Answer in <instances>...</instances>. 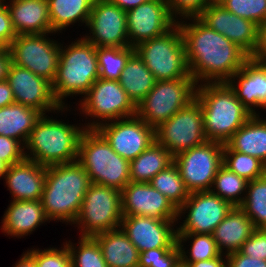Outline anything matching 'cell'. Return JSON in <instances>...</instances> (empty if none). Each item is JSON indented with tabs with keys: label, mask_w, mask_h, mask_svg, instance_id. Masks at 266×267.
Here are the masks:
<instances>
[{
	"label": "cell",
	"mask_w": 266,
	"mask_h": 267,
	"mask_svg": "<svg viewBox=\"0 0 266 267\" xmlns=\"http://www.w3.org/2000/svg\"><path fill=\"white\" fill-rule=\"evenodd\" d=\"M182 20L177 24L184 41L188 69L197 85L227 82L249 58L240 47L198 17Z\"/></svg>",
	"instance_id": "obj_1"
},
{
	"label": "cell",
	"mask_w": 266,
	"mask_h": 267,
	"mask_svg": "<svg viewBox=\"0 0 266 267\" xmlns=\"http://www.w3.org/2000/svg\"><path fill=\"white\" fill-rule=\"evenodd\" d=\"M90 184L89 175L78 160L46 166L40 200L47 218L73 225Z\"/></svg>",
	"instance_id": "obj_2"
},
{
	"label": "cell",
	"mask_w": 266,
	"mask_h": 267,
	"mask_svg": "<svg viewBox=\"0 0 266 267\" xmlns=\"http://www.w3.org/2000/svg\"><path fill=\"white\" fill-rule=\"evenodd\" d=\"M195 98L201 106L208 141L226 144L253 116L227 82L199 84Z\"/></svg>",
	"instance_id": "obj_3"
},
{
	"label": "cell",
	"mask_w": 266,
	"mask_h": 267,
	"mask_svg": "<svg viewBox=\"0 0 266 267\" xmlns=\"http://www.w3.org/2000/svg\"><path fill=\"white\" fill-rule=\"evenodd\" d=\"M63 121L42 114L24 146L25 158L43 166L78 160L80 139L86 128L83 123Z\"/></svg>",
	"instance_id": "obj_4"
},
{
	"label": "cell",
	"mask_w": 266,
	"mask_h": 267,
	"mask_svg": "<svg viewBox=\"0 0 266 267\" xmlns=\"http://www.w3.org/2000/svg\"><path fill=\"white\" fill-rule=\"evenodd\" d=\"M60 48V60L52 89L55 99L62 106L67 97L80 96L88 92L99 78L96 47L82 36ZM65 99V100H64Z\"/></svg>",
	"instance_id": "obj_5"
},
{
	"label": "cell",
	"mask_w": 266,
	"mask_h": 267,
	"mask_svg": "<svg viewBox=\"0 0 266 267\" xmlns=\"http://www.w3.org/2000/svg\"><path fill=\"white\" fill-rule=\"evenodd\" d=\"M78 161L93 184L122 191L130 182V161L117 154L96 129L82 134Z\"/></svg>",
	"instance_id": "obj_6"
},
{
	"label": "cell",
	"mask_w": 266,
	"mask_h": 267,
	"mask_svg": "<svg viewBox=\"0 0 266 267\" xmlns=\"http://www.w3.org/2000/svg\"><path fill=\"white\" fill-rule=\"evenodd\" d=\"M134 48L156 81L193 78L178 24L164 35L144 41Z\"/></svg>",
	"instance_id": "obj_7"
},
{
	"label": "cell",
	"mask_w": 266,
	"mask_h": 267,
	"mask_svg": "<svg viewBox=\"0 0 266 267\" xmlns=\"http://www.w3.org/2000/svg\"><path fill=\"white\" fill-rule=\"evenodd\" d=\"M79 100V107L75 110L79 109L80 114L89 119L84 123L86 129H96L103 123L136 115V105L118 80L98 78Z\"/></svg>",
	"instance_id": "obj_8"
},
{
	"label": "cell",
	"mask_w": 266,
	"mask_h": 267,
	"mask_svg": "<svg viewBox=\"0 0 266 267\" xmlns=\"http://www.w3.org/2000/svg\"><path fill=\"white\" fill-rule=\"evenodd\" d=\"M196 88L194 78L156 81L136 106V115L156 129L195 99Z\"/></svg>",
	"instance_id": "obj_9"
},
{
	"label": "cell",
	"mask_w": 266,
	"mask_h": 267,
	"mask_svg": "<svg viewBox=\"0 0 266 267\" xmlns=\"http://www.w3.org/2000/svg\"><path fill=\"white\" fill-rule=\"evenodd\" d=\"M121 191L91 183L73 225L80 236H94L120 228L122 221Z\"/></svg>",
	"instance_id": "obj_10"
},
{
	"label": "cell",
	"mask_w": 266,
	"mask_h": 267,
	"mask_svg": "<svg viewBox=\"0 0 266 267\" xmlns=\"http://www.w3.org/2000/svg\"><path fill=\"white\" fill-rule=\"evenodd\" d=\"M49 34L56 33L17 35L8 49L12 64L53 83L60 60L61 42L50 39Z\"/></svg>",
	"instance_id": "obj_11"
},
{
	"label": "cell",
	"mask_w": 266,
	"mask_h": 267,
	"mask_svg": "<svg viewBox=\"0 0 266 267\" xmlns=\"http://www.w3.org/2000/svg\"><path fill=\"white\" fill-rule=\"evenodd\" d=\"M155 137L156 141L173 157L208 141L198 100L195 98L167 121L161 123L155 129Z\"/></svg>",
	"instance_id": "obj_12"
},
{
	"label": "cell",
	"mask_w": 266,
	"mask_h": 267,
	"mask_svg": "<svg viewBox=\"0 0 266 267\" xmlns=\"http://www.w3.org/2000/svg\"><path fill=\"white\" fill-rule=\"evenodd\" d=\"M223 146L219 142L206 141L174 157L190 193L211 190L217 171L223 165Z\"/></svg>",
	"instance_id": "obj_13"
},
{
	"label": "cell",
	"mask_w": 266,
	"mask_h": 267,
	"mask_svg": "<svg viewBox=\"0 0 266 267\" xmlns=\"http://www.w3.org/2000/svg\"><path fill=\"white\" fill-rule=\"evenodd\" d=\"M232 207L211 190L192 192L178 209V221L185 220L178 224L177 233L212 234Z\"/></svg>",
	"instance_id": "obj_14"
},
{
	"label": "cell",
	"mask_w": 266,
	"mask_h": 267,
	"mask_svg": "<svg viewBox=\"0 0 266 267\" xmlns=\"http://www.w3.org/2000/svg\"><path fill=\"white\" fill-rule=\"evenodd\" d=\"M96 130L117 154L128 161L137 158L156 141L155 128L137 115L103 123Z\"/></svg>",
	"instance_id": "obj_15"
},
{
	"label": "cell",
	"mask_w": 266,
	"mask_h": 267,
	"mask_svg": "<svg viewBox=\"0 0 266 267\" xmlns=\"http://www.w3.org/2000/svg\"><path fill=\"white\" fill-rule=\"evenodd\" d=\"M6 81L12 89L15 103L22 104L46 113L71 111L69 106L62 107L55 99L52 83L18 65L10 64Z\"/></svg>",
	"instance_id": "obj_16"
},
{
	"label": "cell",
	"mask_w": 266,
	"mask_h": 267,
	"mask_svg": "<svg viewBox=\"0 0 266 267\" xmlns=\"http://www.w3.org/2000/svg\"><path fill=\"white\" fill-rule=\"evenodd\" d=\"M86 27L89 33L82 37L95 47L130 46L126 12L108 0H94Z\"/></svg>",
	"instance_id": "obj_17"
},
{
	"label": "cell",
	"mask_w": 266,
	"mask_h": 267,
	"mask_svg": "<svg viewBox=\"0 0 266 267\" xmlns=\"http://www.w3.org/2000/svg\"><path fill=\"white\" fill-rule=\"evenodd\" d=\"M130 46L164 35L177 21L171 16L166 0H150L126 12Z\"/></svg>",
	"instance_id": "obj_18"
},
{
	"label": "cell",
	"mask_w": 266,
	"mask_h": 267,
	"mask_svg": "<svg viewBox=\"0 0 266 267\" xmlns=\"http://www.w3.org/2000/svg\"><path fill=\"white\" fill-rule=\"evenodd\" d=\"M198 18L240 47L249 57L252 56L258 42L256 23L231 13L215 2L209 4Z\"/></svg>",
	"instance_id": "obj_19"
},
{
	"label": "cell",
	"mask_w": 266,
	"mask_h": 267,
	"mask_svg": "<svg viewBox=\"0 0 266 267\" xmlns=\"http://www.w3.org/2000/svg\"><path fill=\"white\" fill-rule=\"evenodd\" d=\"M121 210L123 216L178 220V209L149 183L129 182L121 191Z\"/></svg>",
	"instance_id": "obj_20"
},
{
	"label": "cell",
	"mask_w": 266,
	"mask_h": 267,
	"mask_svg": "<svg viewBox=\"0 0 266 267\" xmlns=\"http://www.w3.org/2000/svg\"><path fill=\"white\" fill-rule=\"evenodd\" d=\"M178 223V220L134 215L123 216L120 228L141 253L150 249L174 247L177 244Z\"/></svg>",
	"instance_id": "obj_21"
},
{
	"label": "cell",
	"mask_w": 266,
	"mask_h": 267,
	"mask_svg": "<svg viewBox=\"0 0 266 267\" xmlns=\"http://www.w3.org/2000/svg\"><path fill=\"white\" fill-rule=\"evenodd\" d=\"M227 83L251 114L266 111V68L259 61L249 57Z\"/></svg>",
	"instance_id": "obj_22"
},
{
	"label": "cell",
	"mask_w": 266,
	"mask_h": 267,
	"mask_svg": "<svg viewBox=\"0 0 266 267\" xmlns=\"http://www.w3.org/2000/svg\"><path fill=\"white\" fill-rule=\"evenodd\" d=\"M46 178V166L24 158L8 167L4 176L12 200H40Z\"/></svg>",
	"instance_id": "obj_23"
},
{
	"label": "cell",
	"mask_w": 266,
	"mask_h": 267,
	"mask_svg": "<svg viewBox=\"0 0 266 267\" xmlns=\"http://www.w3.org/2000/svg\"><path fill=\"white\" fill-rule=\"evenodd\" d=\"M45 222L50 223L47 218L41 200H11L6 209L1 225V232L10 237L18 239L30 236L36 228Z\"/></svg>",
	"instance_id": "obj_24"
},
{
	"label": "cell",
	"mask_w": 266,
	"mask_h": 267,
	"mask_svg": "<svg viewBox=\"0 0 266 267\" xmlns=\"http://www.w3.org/2000/svg\"><path fill=\"white\" fill-rule=\"evenodd\" d=\"M3 1L17 35L52 33L47 0Z\"/></svg>",
	"instance_id": "obj_25"
},
{
	"label": "cell",
	"mask_w": 266,
	"mask_h": 267,
	"mask_svg": "<svg viewBox=\"0 0 266 267\" xmlns=\"http://www.w3.org/2000/svg\"><path fill=\"white\" fill-rule=\"evenodd\" d=\"M255 229L244 210L240 206H233L214 229L212 236L219 251L228 255L239 251L242 244L252 235Z\"/></svg>",
	"instance_id": "obj_26"
},
{
	"label": "cell",
	"mask_w": 266,
	"mask_h": 267,
	"mask_svg": "<svg viewBox=\"0 0 266 267\" xmlns=\"http://www.w3.org/2000/svg\"><path fill=\"white\" fill-rule=\"evenodd\" d=\"M108 267H138L140 252L121 228L93 236Z\"/></svg>",
	"instance_id": "obj_27"
},
{
	"label": "cell",
	"mask_w": 266,
	"mask_h": 267,
	"mask_svg": "<svg viewBox=\"0 0 266 267\" xmlns=\"http://www.w3.org/2000/svg\"><path fill=\"white\" fill-rule=\"evenodd\" d=\"M42 113L19 103L0 108V135L18 140L25 146L30 132Z\"/></svg>",
	"instance_id": "obj_28"
},
{
	"label": "cell",
	"mask_w": 266,
	"mask_h": 267,
	"mask_svg": "<svg viewBox=\"0 0 266 267\" xmlns=\"http://www.w3.org/2000/svg\"><path fill=\"white\" fill-rule=\"evenodd\" d=\"M253 115L226 143L232 150L258 158L266 165V119Z\"/></svg>",
	"instance_id": "obj_29"
},
{
	"label": "cell",
	"mask_w": 266,
	"mask_h": 267,
	"mask_svg": "<svg viewBox=\"0 0 266 267\" xmlns=\"http://www.w3.org/2000/svg\"><path fill=\"white\" fill-rule=\"evenodd\" d=\"M118 81L136 106L152 90L156 82L154 75L136 52L129 57Z\"/></svg>",
	"instance_id": "obj_30"
},
{
	"label": "cell",
	"mask_w": 266,
	"mask_h": 267,
	"mask_svg": "<svg viewBox=\"0 0 266 267\" xmlns=\"http://www.w3.org/2000/svg\"><path fill=\"white\" fill-rule=\"evenodd\" d=\"M47 2L52 33L60 34L68 26H75L77 22L85 23L86 27L94 0H47Z\"/></svg>",
	"instance_id": "obj_31"
},
{
	"label": "cell",
	"mask_w": 266,
	"mask_h": 267,
	"mask_svg": "<svg viewBox=\"0 0 266 267\" xmlns=\"http://www.w3.org/2000/svg\"><path fill=\"white\" fill-rule=\"evenodd\" d=\"M174 162V157L157 141L130 161V182L149 183L161 170Z\"/></svg>",
	"instance_id": "obj_32"
},
{
	"label": "cell",
	"mask_w": 266,
	"mask_h": 267,
	"mask_svg": "<svg viewBox=\"0 0 266 267\" xmlns=\"http://www.w3.org/2000/svg\"><path fill=\"white\" fill-rule=\"evenodd\" d=\"M187 240L188 243L189 240L191 242L188 250L184 246ZM177 244L180 249L181 263L210 260L222 254L212 234L177 233Z\"/></svg>",
	"instance_id": "obj_33"
},
{
	"label": "cell",
	"mask_w": 266,
	"mask_h": 267,
	"mask_svg": "<svg viewBox=\"0 0 266 267\" xmlns=\"http://www.w3.org/2000/svg\"><path fill=\"white\" fill-rule=\"evenodd\" d=\"M149 184L170 200L177 209L185 203L190 195L174 162L157 173Z\"/></svg>",
	"instance_id": "obj_34"
},
{
	"label": "cell",
	"mask_w": 266,
	"mask_h": 267,
	"mask_svg": "<svg viewBox=\"0 0 266 267\" xmlns=\"http://www.w3.org/2000/svg\"><path fill=\"white\" fill-rule=\"evenodd\" d=\"M240 207L251 219L255 228H266V174L248 181Z\"/></svg>",
	"instance_id": "obj_35"
},
{
	"label": "cell",
	"mask_w": 266,
	"mask_h": 267,
	"mask_svg": "<svg viewBox=\"0 0 266 267\" xmlns=\"http://www.w3.org/2000/svg\"><path fill=\"white\" fill-rule=\"evenodd\" d=\"M248 181L230 171L224 165L217 171L211 191L229 202L240 206L244 200Z\"/></svg>",
	"instance_id": "obj_36"
},
{
	"label": "cell",
	"mask_w": 266,
	"mask_h": 267,
	"mask_svg": "<svg viewBox=\"0 0 266 267\" xmlns=\"http://www.w3.org/2000/svg\"><path fill=\"white\" fill-rule=\"evenodd\" d=\"M135 52V48L128 46L96 47L99 68V78L104 80H119L121 73L129 59Z\"/></svg>",
	"instance_id": "obj_37"
},
{
	"label": "cell",
	"mask_w": 266,
	"mask_h": 267,
	"mask_svg": "<svg viewBox=\"0 0 266 267\" xmlns=\"http://www.w3.org/2000/svg\"><path fill=\"white\" fill-rule=\"evenodd\" d=\"M223 165L233 173L252 181L266 174V165L256 157L223 146Z\"/></svg>",
	"instance_id": "obj_38"
},
{
	"label": "cell",
	"mask_w": 266,
	"mask_h": 267,
	"mask_svg": "<svg viewBox=\"0 0 266 267\" xmlns=\"http://www.w3.org/2000/svg\"><path fill=\"white\" fill-rule=\"evenodd\" d=\"M65 243L70 253L71 267H108L94 237L79 236L78 246L70 240Z\"/></svg>",
	"instance_id": "obj_39"
},
{
	"label": "cell",
	"mask_w": 266,
	"mask_h": 267,
	"mask_svg": "<svg viewBox=\"0 0 266 267\" xmlns=\"http://www.w3.org/2000/svg\"><path fill=\"white\" fill-rule=\"evenodd\" d=\"M220 4L231 13L251 20L258 26L266 20V0H223Z\"/></svg>",
	"instance_id": "obj_40"
},
{
	"label": "cell",
	"mask_w": 266,
	"mask_h": 267,
	"mask_svg": "<svg viewBox=\"0 0 266 267\" xmlns=\"http://www.w3.org/2000/svg\"><path fill=\"white\" fill-rule=\"evenodd\" d=\"M180 249L178 244L172 248H156L142 251L138 267H180Z\"/></svg>",
	"instance_id": "obj_41"
},
{
	"label": "cell",
	"mask_w": 266,
	"mask_h": 267,
	"mask_svg": "<svg viewBox=\"0 0 266 267\" xmlns=\"http://www.w3.org/2000/svg\"><path fill=\"white\" fill-rule=\"evenodd\" d=\"M64 245V246H63ZM60 248L49 247L28 249L27 252L35 259L37 267H71V257L64 242Z\"/></svg>",
	"instance_id": "obj_42"
},
{
	"label": "cell",
	"mask_w": 266,
	"mask_h": 267,
	"mask_svg": "<svg viewBox=\"0 0 266 267\" xmlns=\"http://www.w3.org/2000/svg\"><path fill=\"white\" fill-rule=\"evenodd\" d=\"M212 2L214 0H166L170 14L176 21L198 17Z\"/></svg>",
	"instance_id": "obj_43"
},
{
	"label": "cell",
	"mask_w": 266,
	"mask_h": 267,
	"mask_svg": "<svg viewBox=\"0 0 266 267\" xmlns=\"http://www.w3.org/2000/svg\"><path fill=\"white\" fill-rule=\"evenodd\" d=\"M239 252L253 259L258 258L266 261V228H256L242 244Z\"/></svg>",
	"instance_id": "obj_44"
},
{
	"label": "cell",
	"mask_w": 266,
	"mask_h": 267,
	"mask_svg": "<svg viewBox=\"0 0 266 267\" xmlns=\"http://www.w3.org/2000/svg\"><path fill=\"white\" fill-rule=\"evenodd\" d=\"M24 158V146L18 140L0 135V160L11 166Z\"/></svg>",
	"instance_id": "obj_45"
},
{
	"label": "cell",
	"mask_w": 266,
	"mask_h": 267,
	"mask_svg": "<svg viewBox=\"0 0 266 267\" xmlns=\"http://www.w3.org/2000/svg\"><path fill=\"white\" fill-rule=\"evenodd\" d=\"M17 34L13 28L9 10L3 0L0 1V47L8 48Z\"/></svg>",
	"instance_id": "obj_46"
},
{
	"label": "cell",
	"mask_w": 266,
	"mask_h": 267,
	"mask_svg": "<svg viewBox=\"0 0 266 267\" xmlns=\"http://www.w3.org/2000/svg\"><path fill=\"white\" fill-rule=\"evenodd\" d=\"M226 267H266V261L236 251L226 255Z\"/></svg>",
	"instance_id": "obj_47"
},
{
	"label": "cell",
	"mask_w": 266,
	"mask_h": 267,
	"mask_svg": "<svg viewBox=\"0 0 266 267\" xmlns=\"http://www.w3.org/2000/svg\"><path fill=\"white\" fill-rule=\"evenodd\" d=\"M251 58L256 61L266 58V20L258 26V42Z\"/></svg>",
	"instance_id": "obj_48"
},
{
	"label": "cell",
	"mask_w": 266,
	"mask_h": 267,
	"mask_svg": "<svg viewBox=\"0 0 266 267\" xmlns=\"http://www.w3.org/2000/svg\"><path fill=\"white\" fill-rule=\"evenodd\" d=\"M181 265L185 267H226V255L221 254L214 259L192 263H181Z\"/></svg>",
	"instance_id": "obj_49"
},
{
	"label": "cell",
	"mask_w": 266,
	"mask_h": 267,
	"mask_svg": "<svg viewBox=\"0 0 266 267\" xmlns=\"http://www.w3.org/2000/svg\"><path fill=\"white\" fill-rule=\"evenodd\" d=\"M15 103L14 95L9 83L4 80L0 82V108Z\"/></svg>",
	"instance_id": "obj_50"
},
{
	"label": "cell",
	"mask_w": 266,
	"mask_h": 267,
	"mask_svg": "<svg viewBox=\"0 0 266 267\" xmlns=\"http://www.w3.org/2000/svg\"><path fill=\"white\" fill-rule=\"evenodd\" d=\"M11 64V55L8 48L0 47V82L6 80Z\"/></svg>",
	"instance_id": "obj_51"
},
{
	"label": "cell",
	"mask_w": 266,
	"mask_h": 267,
	"mask_svg": "<svg viewBox=\"0 0 266 267\" xmlns=\"http://www.w3.org/2000/svg\"><path fill=\"white\" fill-rule=\"evenodd\" d=\"M109 2L115 4L119 8L123 9L125 12L141 5L142 3L150 0H108Z\"/></svg>",
	"instance_id": "obj_52"
},
{
	"label": "cell",
	"mask_w": 266,
	"mask_h": 267,
	"mask_svg": "<svg viewBox=\"0 0 266 267\" xmlns=\"http://www.w3.org/2000/svg\"><path fill=\"white\" fill-rule=\"evenodd\" d=\"M16 262L14 267H37L35 259L27 251L23 252L20 259Z\"/></svg>",
	"instance_id": "obj_53"
},
{
	"label": "cell",
	"mask_w": 266,
	"mask_h": 267,
	"mask_svg": "<svg viewBox=\"0 0 266 267\" xmlns=\"http://www.w3.org/2000/svg\"><path fill=\"white\" fill-rule=\"evenodd\" d=\"M8 167L9 166L6 163H4L2 160H0V179L4 178Z\"/></svg>",
	"instance_id": "obj_54"
},
{
	"label": "cell",
	"mask_w": 266,
	"mask_h": 267,
	"mask_svg": "<svg viewBox=\"0 0 266 267\" xmlns=\"http://www.w3.org/2000/svg\"><path fill=\"white\" fill-rule=\"evenodd\" d=\"M266 68V58L259 61Z\"/></svg>",
	"instance_id": "obj_55"
},
{
	"label": "cell",
	"mask_w": 266,
	"mask_h": 267,
	"mask_svg": "<svg viewBox=\"0 0 266 267\" xmlns=\"http://www.w3.org/2000/svg\"><path fill=\"white\" fill-rule=\"evenodd\" d=\"M223 0H214L215 3H221Z\"/></svg>",
	"instance_id": "obj_56"
}]
</instances>
